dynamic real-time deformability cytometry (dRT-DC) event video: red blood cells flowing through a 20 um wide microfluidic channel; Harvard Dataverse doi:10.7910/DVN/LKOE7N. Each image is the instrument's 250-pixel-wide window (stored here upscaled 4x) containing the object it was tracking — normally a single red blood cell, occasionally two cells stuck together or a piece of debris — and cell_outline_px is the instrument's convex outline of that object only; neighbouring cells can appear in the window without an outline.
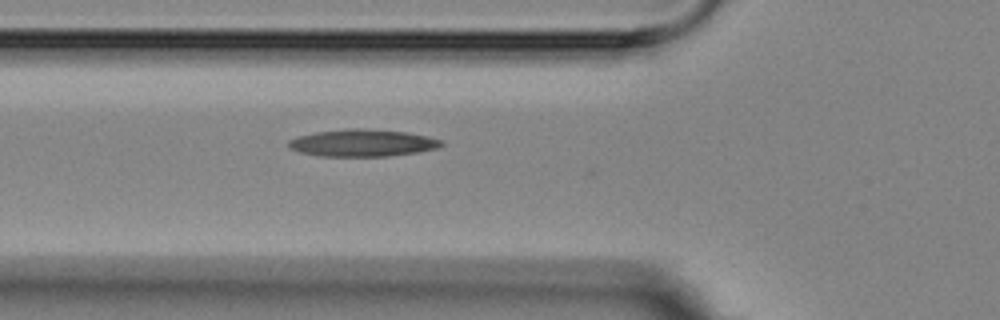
{"species": "Egyptian fruit bat (a non-hibernating species)", "species_latin": "Rousettus aegyptiacus", "temperature_condition": "room temperature", "stored_images_in_passage": 5, "camera_frame_rate_fps": 3000, "um_per_image_px": 0.085, "animal": {"sex": "female"}, "frame": {"image": 1, "passage_image": 5, "time_ms": 6.333, "image_size_px": [1000, 320], "cell_outline_px": [[444, 144], [436, 148], [416, 152], [388, 156], [320, 156], [300, 152], [288, 148], [288, 140], [296, 136], [316, 132], [348, 128], [364, 128], [408, 132], [428, 136], [444, 140]], "centroid_in_image_um": [30.8, 12.14], "position_along_channel_um": 95.0, "area_um2": 24.33}}